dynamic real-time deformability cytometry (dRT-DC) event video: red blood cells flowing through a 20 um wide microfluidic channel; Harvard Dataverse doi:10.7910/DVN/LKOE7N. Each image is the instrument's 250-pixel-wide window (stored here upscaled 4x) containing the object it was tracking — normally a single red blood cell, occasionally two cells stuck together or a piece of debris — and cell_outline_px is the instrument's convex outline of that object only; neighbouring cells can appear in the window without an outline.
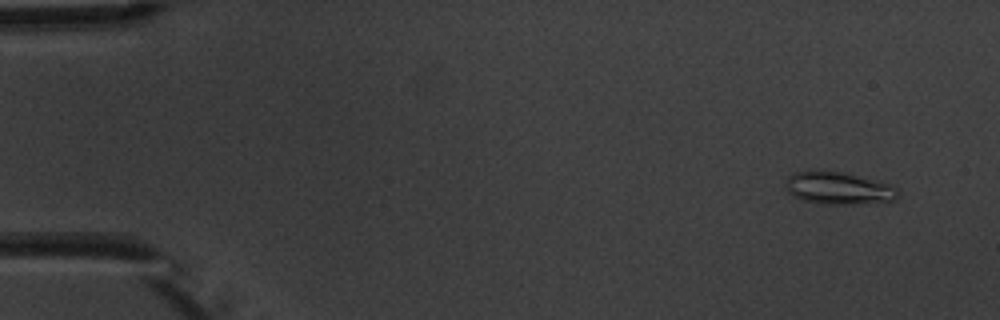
{"species": "common noctule bat (a hibernating species)", "species_latin": "Nyctalus noctula", "temperature_condition": "warm", "stored_images_in_passage": 4, "camera_frame_rate_fps": 3000, "um_per_image_px": 0.085, "animal": {"sex": "male", "body_mass_g": 20.1, "forearm_length_mm": 53.5}, "frame": {"image": 1, "passage_image": 1, "time_ms": 0.0, "image_size_px": [1000, 320], "cell_outline_px": [[900, 192], [892, 200], [856, 204], [820, 204], [804, 200], [792, 196], [788, 192], [788, 176], [796, 172], [816, 168], [820, 168], [880, 180], [896, 188]], "centroid_in_image_um": [71.25, 15.96], "position_along_channel_um": 13.8, "area_um2": 21.39}}